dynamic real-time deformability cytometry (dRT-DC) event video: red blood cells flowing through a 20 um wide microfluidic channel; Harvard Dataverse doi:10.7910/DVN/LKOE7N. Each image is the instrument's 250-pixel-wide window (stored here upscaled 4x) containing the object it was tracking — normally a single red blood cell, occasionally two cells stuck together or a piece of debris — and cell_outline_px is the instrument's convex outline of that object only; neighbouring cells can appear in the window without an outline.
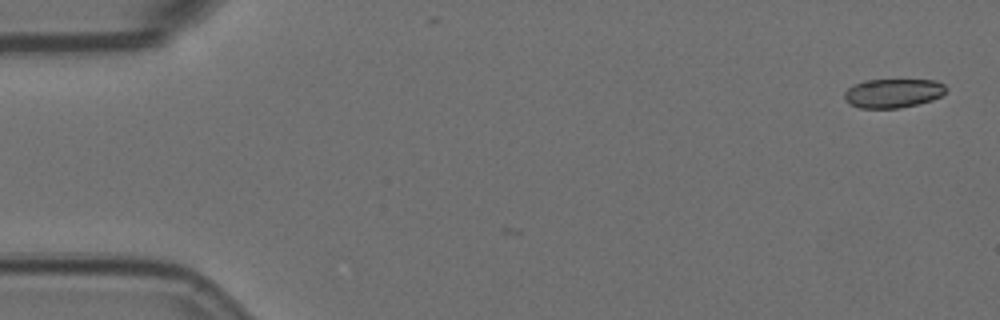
{"species": "Egyptian fruit bat (a non-hibernating species)", "species_latin": "Rousettus aegyptiacus", "temperature_condition": "room temperature", "stored_images_in_passage": 2, "camera_frame_rate_fps": 3000, "um_per_image_px": 0.085, "animal": {"sex": "female"}, "frame": {"image": 1, "passage_image": 2, "time_ms": 0.333, "image_size_px": [1000, 320], "cell_outline_px": [[948, 88], [940, 96], [932, 100], [900, 108], [860, 108], [848, 104], [844, 96], [844, 92], [848, 88], [864, 80], [936, 80], [944, 84]], "centroid_in_image_um": [75.9, 7.92], "position_along_channel_um": 9.1, "area_um2": 17.17}}